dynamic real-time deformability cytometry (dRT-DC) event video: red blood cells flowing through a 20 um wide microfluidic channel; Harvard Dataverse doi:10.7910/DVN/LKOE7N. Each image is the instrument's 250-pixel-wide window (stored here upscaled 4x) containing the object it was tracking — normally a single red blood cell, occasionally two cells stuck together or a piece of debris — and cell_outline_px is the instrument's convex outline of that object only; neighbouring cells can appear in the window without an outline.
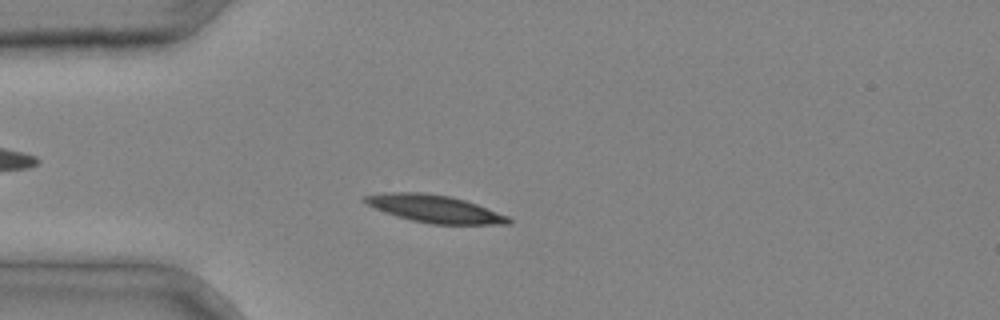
{"species": "common noctule bat (a hibernating species)", "species_latin": "Nyctalus noctula", "temperature_condition": "cold", "stored_images_in_passage": 4, "camera_frame_rate_fps": 3000, "um_per_image_px": 0.085, "animal": {"sex": "male", "body_mass_g": 20.4}, "frame": {"image": 1, "passage_image": 4, "time_ms": 1.0, "image_size_px": [1000, 320], "cell_outline_px": [[512, 224], [432, 224], [412, 220], [396, 216], [376, 208], [360, 200], [364, 196], [380, 192], [424, 192], [452, 196], [476, 204], [508, 216], [512, 220]], "centroid_in_image_um": [36.92, 17.73], "position_along_channel_um": 48.1, "area_um2": 23.0}}